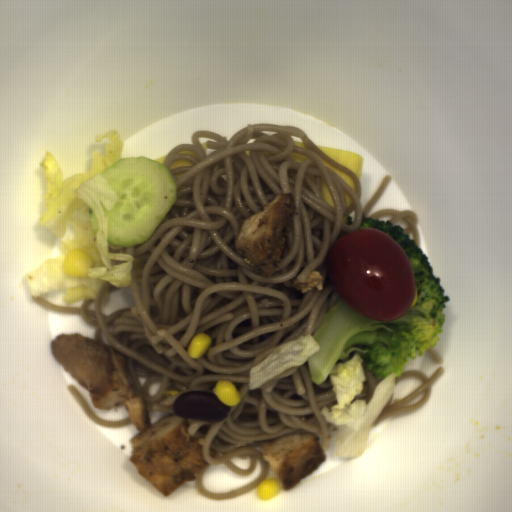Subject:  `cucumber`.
I'll list each match as a JSON object with an SVG mask.
<instances>
[{
	"instance_id": "cucumber-2",
	"label": "cucumber",
	"mask_w": 512,
	"mask_h": 512,
	"mask_svg": "<svg viewBox=\"0 0 512 512\" xmlns=\"http://www.w3.org/2000/svg\"><path fill=\"white\" fill-rule=\"evenodd\" d=\"M88 214L90 218V227L94 235L96 236L98 233V221L95 213L91 208H88Z\"/></svg>"
},
{
	"instance_id": "cucumber-1",
	"label": "cucumber",
	"mask_w": 512,
	"mask_h": 512,
	"mask_svg": "<svg viewBox=\"0 0 512 512\" xmlns=\"http://www.w3.org/2000/svg\"><path fill=\"white\" fill-rule=\"evenodd\" d=\"M118 197L108 215L107 241L133 247L149 239L176 202L178 185L163 164L145 156L121 158L101 173Z\"/></svg>"
}]
</instances>
